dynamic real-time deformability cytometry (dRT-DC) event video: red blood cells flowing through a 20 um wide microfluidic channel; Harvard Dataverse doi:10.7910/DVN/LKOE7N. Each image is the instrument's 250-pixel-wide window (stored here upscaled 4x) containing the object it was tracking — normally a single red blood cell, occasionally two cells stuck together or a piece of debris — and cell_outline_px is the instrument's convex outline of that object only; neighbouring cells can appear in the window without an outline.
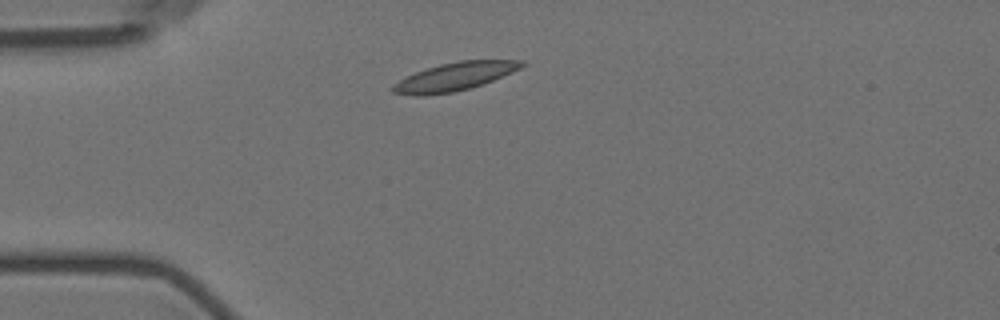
{"species": "Egyptian fruit bat (a non-hibernating species)", "species_latin": "Rousettus aegyptiacus", "temperature_condition": "room temperature", "stored_images_in_passage": 12, "camera_frame_rate_fps": 3000, "um_per_image_px": 0.085, "animal": {"sex": "female"}, "frame": {"image": 1, "passage_image": 1, "time_ms": 0.0, "image_size_px": [1000, 320], "cell_outline_px": [[528, 64], [512, 72], [492, 80], [468, 88], [452, 92], [424, 96], [412, 96], [392, 92], [392, 84], [416, 72], [440, 64], [460, 60], [524, 60]], "centroid_in_image_um": [38.64, 6.51], "position_along_channel_um": 46.4, "area_um2": 20.92}}
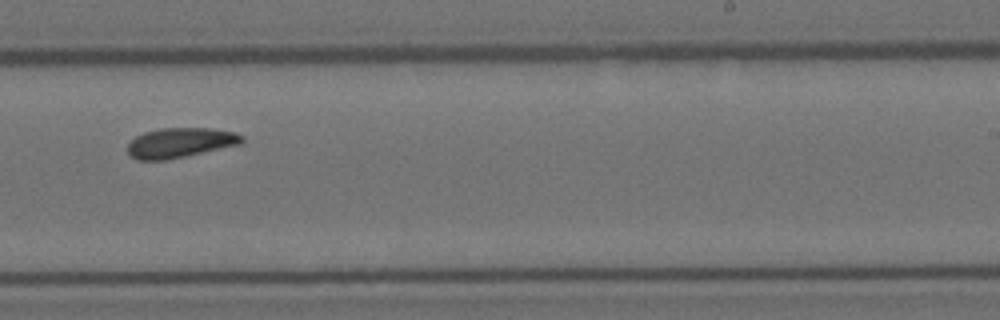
{"frame": {"image": 2, "passage_image": 7, "time_ms": 7.0, "image_size_px": [1000, 320], "cell_outline_px": [[244, 140], [240, 144], [168, 160], [136, 160], [128, 156], [128, 144], [136, 136], [144, 132], [160, 128], [212, 128], [236, 132], [244, 136]], "centroid_in_image_um": [15.31, 12.13], "position_along_channel_um": 273.7, "area_um2": 20.06}}
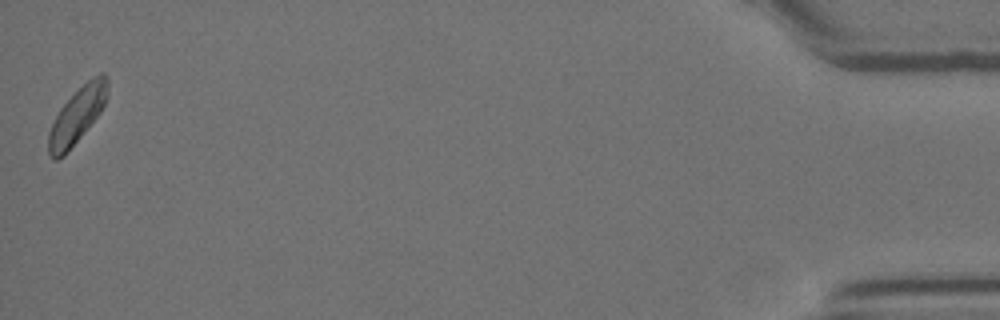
{"frame": {"image": 3, "passage_image": 12, "time_ms": 14.0, "image_size_px": [1000, 320], "cell_outline_px": [[108, 84], [104, 104], [100, 112], [64, 156], [56, 160], [48, 152], [48, 132], [60, 108], [92, 76], [100, 72], [104, 72], [108, 76]], "centroid_in_image_um": [6.56, 9.79], "position_along_channel_um": 428.6, "area_um2": 18.67}, "authors_computed_cell_mechanics": {"area_um2": 19.7676, "velocity_mm_per_s": 3.5354, "shape_relaxation_time_tau1_ms": 2.722, "shape_relaxation_time_tau2_ms": 2.1072, "deformation_change_tau1": 0.0758, "deformation_change_tau2": 0.0541}}